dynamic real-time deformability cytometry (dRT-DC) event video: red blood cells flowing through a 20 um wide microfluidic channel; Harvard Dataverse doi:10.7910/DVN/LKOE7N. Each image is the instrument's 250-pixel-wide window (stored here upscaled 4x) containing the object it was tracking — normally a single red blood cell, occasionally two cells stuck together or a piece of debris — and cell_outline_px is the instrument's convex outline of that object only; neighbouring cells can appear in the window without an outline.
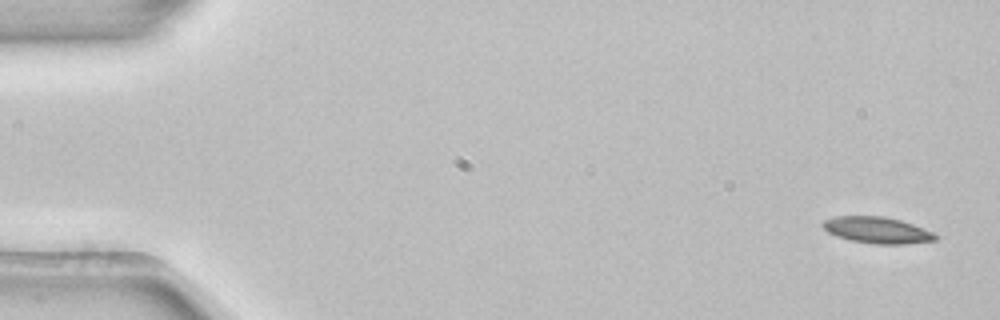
{"species": "common noctule bat (a hibernating species)", "species_latin": "Nyctalus noctula", "temperature_condition": "room temperature", "stored_images_in_passage": 4, "camera_frame_rate_fps": 3000, "um_per_image_px": 0.085, "animal": {"sex": "female", "body_mass_g": 22.7, "forearm_length_mm": 54.2}, "frame": {"image": 1, "passage_image": 1, "time_ms": 0.0, "image_size_px": [1000, 320], "cell_outline_px": [[940, 236], [936, 240], [904, 244], [876, 244], [852, 240], [836, 236], [828, 232], [820, 224], [824, 220], [836, 216], [884, 216], [900, 220], [912, 224], [932, 232]], "centroid_in_image_um": [74.55, 19.56], "position_along_channel_um": 10.4, "area_um2": 17.22}}
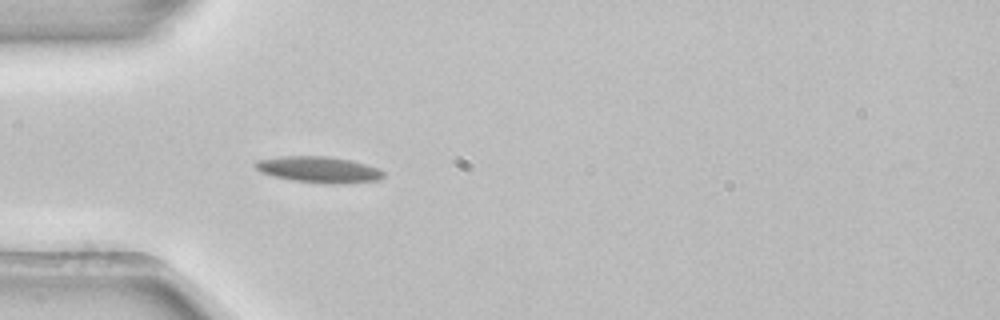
{"frame": {"image": 2, "passage_image": 4, "time_ms": 1.0, "image_size_px": [1000, 320], "cell_outline_px": [[384, 176], [380, 180], [332, 184], [328, 184], [292, 180], [272, 176], [260, 172], [252, 164], [256, 160], [280, 156], [328, 156], [352, 160], [376, 168], [384, 172]], "centroid_in_image_um": [27.04, 14.41], "position_along_channel_um": 58.0, "area_um2": 19.59}}